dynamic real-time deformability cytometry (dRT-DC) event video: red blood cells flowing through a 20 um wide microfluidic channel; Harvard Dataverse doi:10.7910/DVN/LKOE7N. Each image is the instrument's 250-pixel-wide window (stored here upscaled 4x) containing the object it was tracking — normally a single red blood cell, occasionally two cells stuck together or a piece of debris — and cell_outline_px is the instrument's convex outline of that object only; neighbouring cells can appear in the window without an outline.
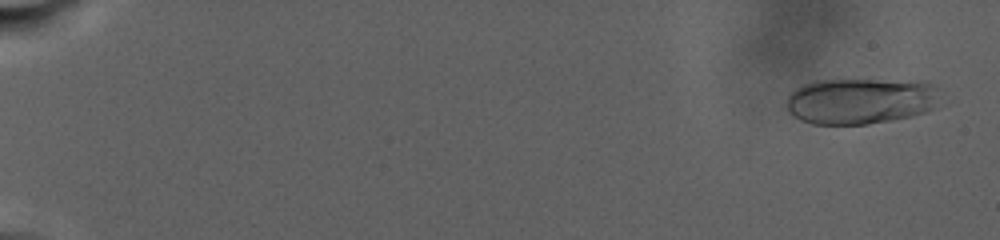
{"species": "human", "species_latin": "Homo sapiens", "temperature_condition": "warm", "stored_images_in_passage": 46, "camera_frame_rate_fps": 3000, "um_per_image_px": 0.085, "donor": {"sex": "male"}, "frame": {"image": 1, "passage_image": 3, "time_ms": 1.333, "image_size_px": [1000, 240], "cell_outline_px": [[936, 88], [928, 108], [924, 112], [908, 116], [868, 124], [812, 124], [800, 120], [788, 112], [788, 96], [796, 88], [804, 84], [816, 80], [876, 80], [928, 84]], "centroid_in_image_um": [72.94, 8.6], "position_along_channel_um": 12.1, "area_um2": 39.65}}
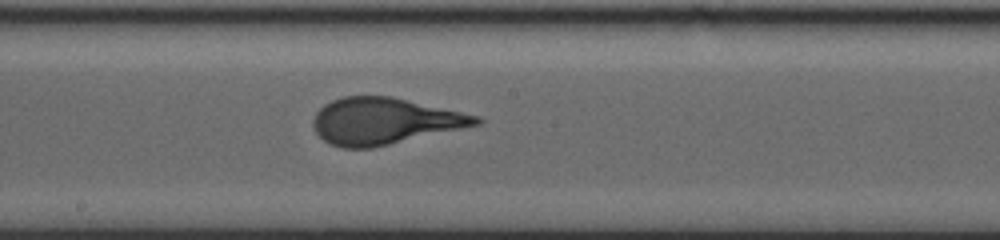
{"frame": {"image": 2, "passage_image": 28, "time_ms": 19.0, "image_size_px": [1000, 240], "cell_outline_px": [[484, 120], [480, 124], [372, 148], [340, 148], [328, 144], [316, 132], [312, 124], [312, 120], [316, 112], [324, 104], [332, 100], [344, 96], [392, 96], [480, 116]], "centroid_in_image_um": [32.64, 10.29], "position_along_channel_um": 215.6, "area_um2": 44.1}}
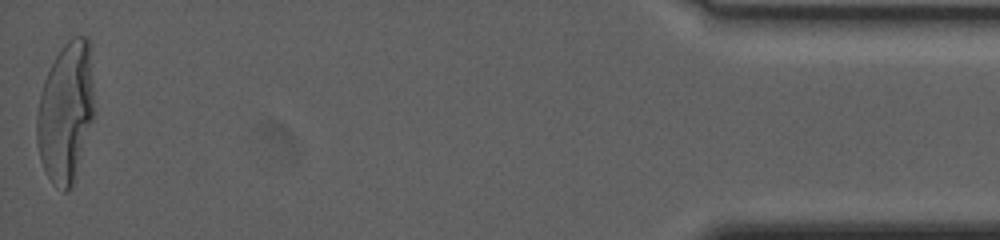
{"frame": {"image": 3, "passage_image": 46, "time_ms": 31.667, "image_size_px": [1000, 240], "cell_outline_px": [[92, 120], [72, 184], [64, 192], [52, 184], [40, 160], [36, 140], [36, 116], [40, 92], [44, 80], [60, 48], [72, 36], [88, 36], [92, 84]], "centroid_in_image_um": [5.54, 9.52], "position_along_channel_um": 429.7, "area_um2": 45.95}, "authors_computed_cell_mechanics": {"area_um2": 43.2922, "velocity_mm_per_s": 2.2888, "shape_relaxation_time_tau1_ms": 10.0754, "shape_relaxation_time_tau2_ms": null, "deformation_change_tau1": 0.289, "deformation_change_tau2": null}}